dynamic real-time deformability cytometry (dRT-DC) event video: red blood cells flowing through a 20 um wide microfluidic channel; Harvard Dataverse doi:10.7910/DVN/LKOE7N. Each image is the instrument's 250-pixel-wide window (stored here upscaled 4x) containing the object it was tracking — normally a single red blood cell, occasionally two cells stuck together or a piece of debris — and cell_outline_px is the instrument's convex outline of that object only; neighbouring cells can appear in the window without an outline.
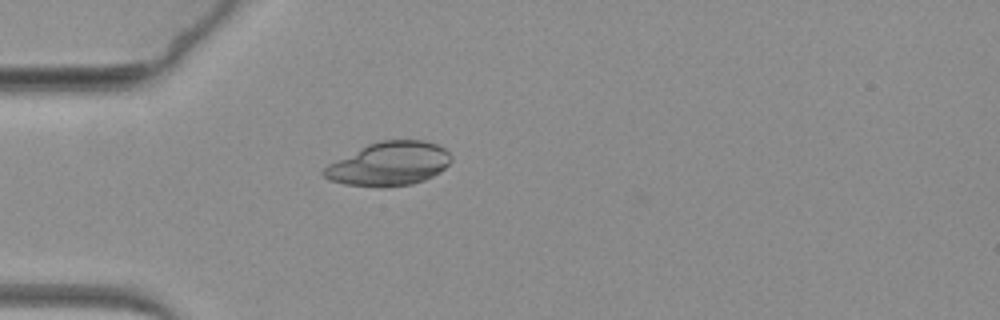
{"species": "common noctule bat (a hibernating species)", "species_latin": "Nyctalus noctula", "temperature_condition": "warm", "stored_images_in_passage": 36, "camera_frame_rate_fps": 3000, "um_per_image_px": 0.085, "animal": {"sex": "female", "body_mass_g": 19.3, "forearm_length_mm": 54.1}, "frame": {"image": 1, "passage_image": 1, "time_ms": 0.0, "image_size_px": [1000, 320], "cell_outline_px": [[452, 160], [440, 172], [424, 180], [412, 184], [380, 188], [344, 184], [328, 180], [320, 172], [328, 164], [368, 144], [380, 140], [424, 140], [436, 144], [444, 148], [452, 156]], "centroid_in_image_um": [33.06, 13.94], "position_along_channel_um": 51.9, "area_um2": 32.54}}
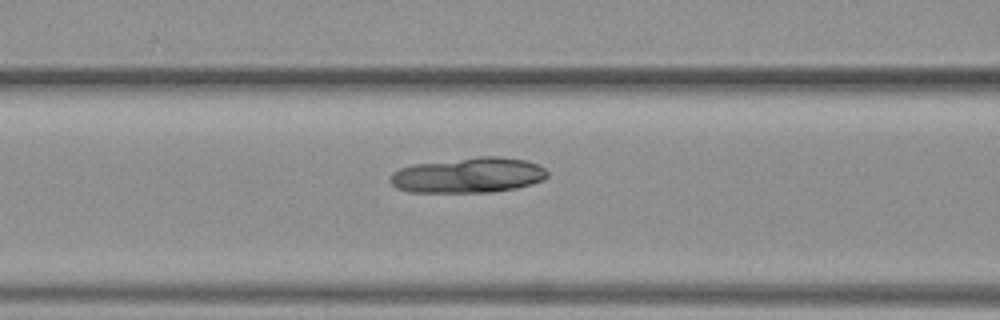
{"frame": {"image": 2, "passage_image": 9, "time_ms": 2.667, "image_size_px": [1000, 320], "cell_outline_px": [[548, 176], [544, 180], [532, 184], [516, 188], [492, 192], [408, 192], [396, 188], [388, 180], [392, 172], [400, 168], [412, 164], [476, 156], [500, 156], [528, 160], [544, 168], [548, 172]], "centroid_in_image_um": [39.8, 14.88], "position_along_channel_um": 126.8, "area_um2": 32.83}}
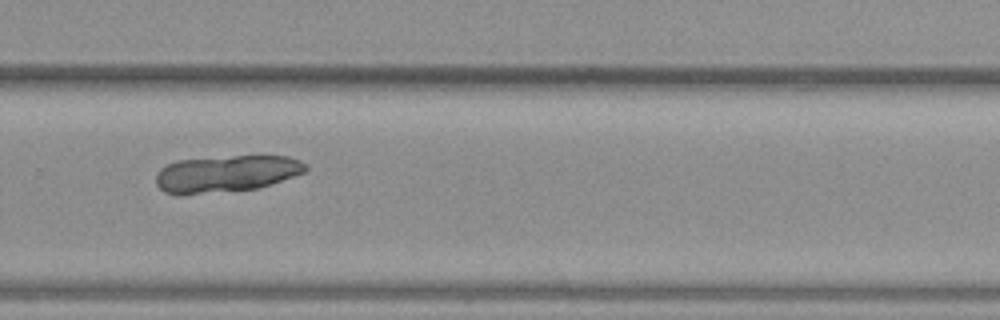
{"frame": {"image": 3, "passage_image": 26, "time_ms": 8.333, "image_size_px": [1000, 320], "cell_outline_px": [[308, 168], [304, 172], [272, 184], [260, 188], [180, 196], [164, 192], [156, 184], [156, 172], [160, 168], [176, 160], [232, 156], [288, 156], [300, 160], [308, 164]], "centroid_in_image_um": [19.21, 14.78], "position_along_channel_um": 310.6, "area_um2": 32.48}}